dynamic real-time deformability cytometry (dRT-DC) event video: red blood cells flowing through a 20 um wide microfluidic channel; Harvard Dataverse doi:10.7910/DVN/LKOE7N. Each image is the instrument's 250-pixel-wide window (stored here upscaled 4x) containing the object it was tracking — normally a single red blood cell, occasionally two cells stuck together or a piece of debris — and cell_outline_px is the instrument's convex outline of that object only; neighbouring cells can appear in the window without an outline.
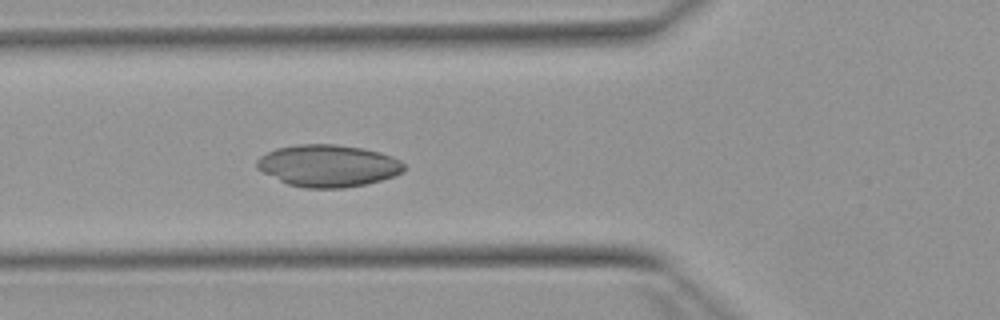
{"species": "Egyptian fruit bat (a non-hibernating species)", "species_latin": "Rousettus aegyptiacus", "temperature_condition": "warm", "stored_images_in_passage": 40, "camera_frame_rate_fps": 3000, "um_per_image_px": 0.085, "animal": {"sex": "female"}, "frame": {"image": 1, "passage_image": 10, "time_ms": 3.0, "image_size_px": [1000, 320], "cell_outline_px": [[404, 172], [396, 176], [364, 184], [344, 188], [304, 188], [288, 184], [256, 168], [256, 160], [260, 156], [276, 148], [296, 144], [336, 144], [364, 148], [380, 152], [392, 156], [400, 160], [404, 164]], "centroid_in_image_um": [27.91, 14.08], "position_along_channel_um": 97.9, "area_um2": 36.18}}
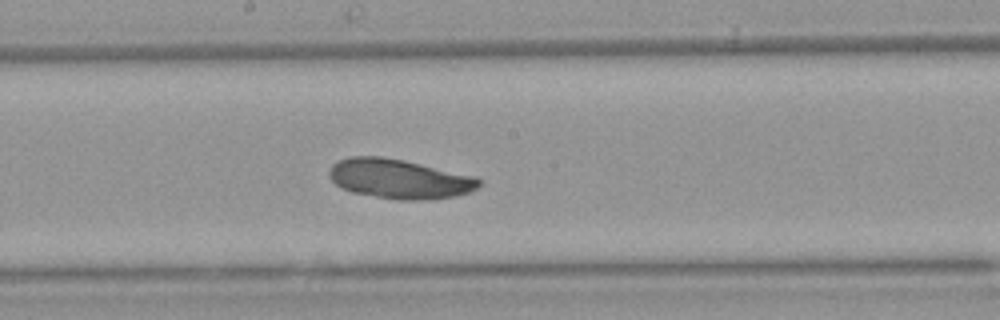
{"frame": {"image": 2, "passage_image": 19, "time_ms": 6.0, "image_size_px": [1000, 320], "cell_outline_px": [[484, 180], [472, 192], [452, 196], [420, 200], [396, 200], [352, 192], [340, 188], [328, 176], [328, 172], [332, 164], [336, 160], [348, 156], [384, 156], [404, 160], [476, 176]], "centroid_in_image_um": [33.92, 15.19], "position_along_channel_um": 214.3, "area_um2": 34.85}}
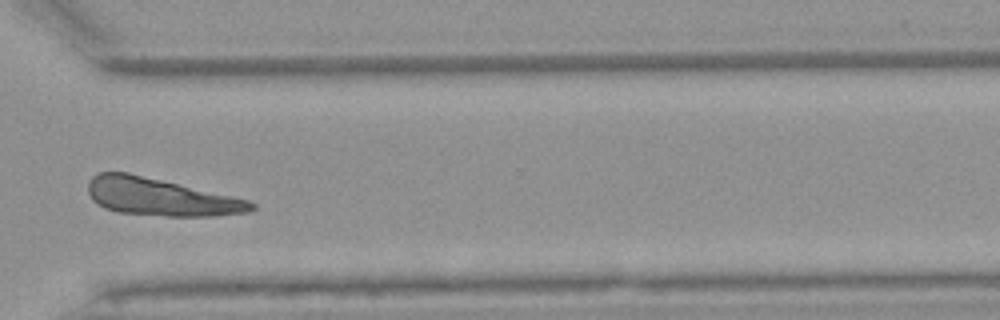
{"frame": {"image": 3, "passage_image": 30, "time_ms": 9.667, "image_size_px": [1000, 320], "cell_outline_px": [[256, 208], [248, 212], [212, 216], [168, 216], [116, 212], [104, 208], [96, 204], [92, 200], [88, 192], [88, 184], [92, 176], [100, 172], [128, 172], [248, 200], [256, 204]], "centroid_in_image_um": [13.6, 16.75], "position_along_channel_um": 357.0, "area_um2": 35.49}}